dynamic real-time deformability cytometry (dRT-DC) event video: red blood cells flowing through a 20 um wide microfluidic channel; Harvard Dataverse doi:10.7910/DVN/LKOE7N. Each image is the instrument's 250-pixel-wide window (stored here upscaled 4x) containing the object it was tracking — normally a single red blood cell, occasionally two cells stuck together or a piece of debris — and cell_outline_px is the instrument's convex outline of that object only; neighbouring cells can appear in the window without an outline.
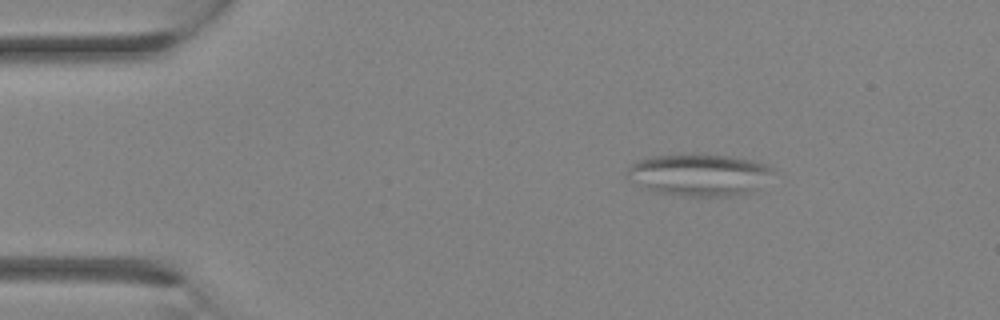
{"species": "Egyptian fruit bat (a non-hibernating species)", "species_latin": "Rousettus aegyptiacus", "temperature_condition": "room temperature", "stored_images_in_passage": 7, "camera_frame_rate_fps": 3000, "um_per_image_px": 0.085, "animal": {"sex": "female"}, "frame": {"image": 1, "passage_image": 1, "time_ms": 0.0, "image_size_px": [1000, 320], "cell_outline_px": [[772, 168], [756, 188], [752, 192], [728, 196], [684, 196], [656, 192], [628, 180], [628, 168], [636, 160], [652, 156], [696, 152], [704, 152], [752, 160], [768, 164]], "centroid_in_image_um": [59.35, 14.82], "position_along_channel_um": 25.7, "area_um2": 35.78}}
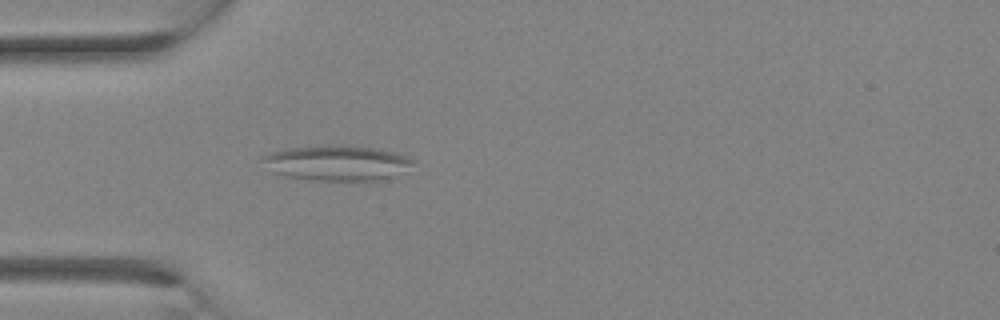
{"frame": {"image": 2, "passage_image": 5, "time_ms": 1.333, "image_size_px": [1000, 320], "cell_outline_px": [[416, 160], [412, 164], [396, 176], [376, 180], [312, 180], [288, 176], [272, 172], [260, 160], [264, 156], [272, 152], [288, 148], [324, 144], [344, 144], [376, 148], [408, 156]], "centroid_in_image_um": [28.64, 13.82], "position_along_channel_um": 56.4, "area_um2": 31.04}}